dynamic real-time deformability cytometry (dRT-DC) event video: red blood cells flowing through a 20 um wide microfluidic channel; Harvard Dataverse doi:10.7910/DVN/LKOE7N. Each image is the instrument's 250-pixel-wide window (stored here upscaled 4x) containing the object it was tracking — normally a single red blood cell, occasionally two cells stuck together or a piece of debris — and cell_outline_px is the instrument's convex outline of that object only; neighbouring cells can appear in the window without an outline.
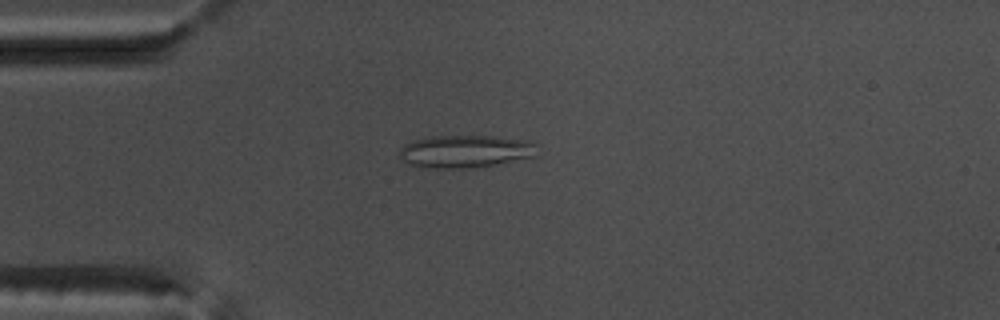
{"species": "common noctule bat (a hibernating species)", "species_latin": "Nyctalus noctula", "temperature_condition": "warm", "stored_images_in_passage": 50, "camera_frame_rate_fps": 3000, "um_per_image_px": 0.085, "animal": {"sex": "male", "body_mass_g": 17.5, "forearm_length_mm": 52.3}, "frame": {"image": 1, "passage_image": 11, "time_ms": 3.333, "image_size_px": [1000, 320], "cell_outline_px": [[536, 156], [492, 164], [464, 168], [436, 168], [412, 164], [404, 160], [400, 156], [400, 148], [404, 144], [412, 140], [436, 136], [492, 136], [524, 140], [536, 144]], "centroid_in_image_um": [39.54, 12.85], "position_along_channel_um": 45.5, "area_um2": 25.55}}
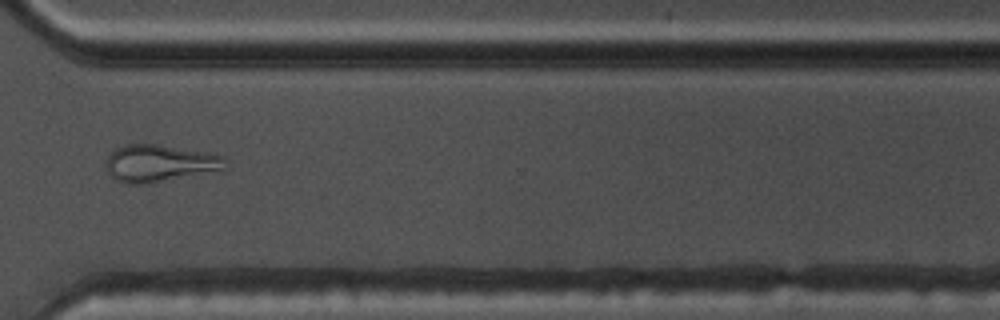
{"frame": {"image": 2, "passage_image": 37, "time_ms": 12.0, "image_size_px": [1000, 320], "cell_outline_px": [[228, 168], [224, 172], [148, 184], [124, 184], [116, 180], [108, 172], [104, 164], [108, 156], [116, 148], [128, 144], [156, 144], [208, 152], [224, 156], [228, 164]], "centroid_in_image_um": [13.68, 13.91], "position_along_channel_um": 356.9, "area_um2": 26.88}}
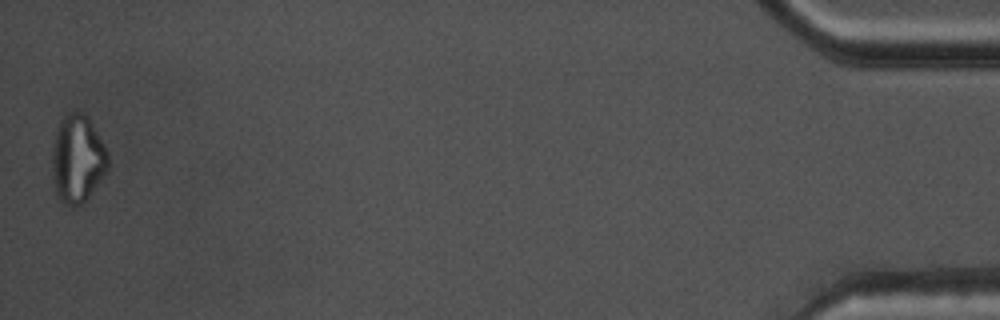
{"frame": {"image": 3, "passage_image": 50, "time_ms": 16.333, "image_size_px": [1000, 320], "cell_outline_px": [[108, 168], [88, 196], [76, 208], [60, 200], [56, 192], [52, 164], [52, 148], [56, 128], [60, 120], [68, 112], [84, 112], [88, 116], [104, 144], [108, 152]], "centroid_in_image_um": [6.58, 13.45], "position_along_channel_um": 428.6, "area_um2": 28.38}, "authors_computed_cell_mechanics": {"area_um2": 25.4609, "velocity_mm_per_s": 3.8155, "shape_relaxation_time_tau1_ms": null, "shape_relaxation_time_tau2_ms": 2.3905, "deformation_change_tau1": null, "deformation_change_tau2": 0.1262}}